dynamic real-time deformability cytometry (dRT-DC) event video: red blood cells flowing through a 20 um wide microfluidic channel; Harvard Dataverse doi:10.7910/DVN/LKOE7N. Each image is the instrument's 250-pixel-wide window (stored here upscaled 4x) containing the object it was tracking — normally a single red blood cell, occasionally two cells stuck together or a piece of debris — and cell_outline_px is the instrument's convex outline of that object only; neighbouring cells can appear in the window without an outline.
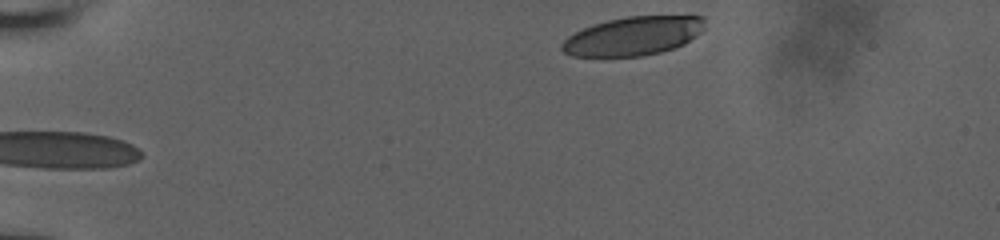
{"species": "human", "species_latin": "Homo sapiens", "temperature_condition": "room temperature", "stored_images_in_passage": 19, "camera_frame_rate_fps": 3000, "um_per_image_px": 0.085, "donor": {"sex": "male"}, "frame": {"image": 1, "passage_image": 1, "time_ms": 0.0, "image_size_px": [1000, 240], "cell_outline_px": [[704, 28], [700, 32], [684, 44], [676, 48], [660, 52], [640, 56], [572, 56], [564, 52], [560, 48], [560, 44], [568, 36], [584, 28], [608, 20], [628, 16], [704, 16]], "centroid_in_image_um": [53.82, 3.06], "position_along_channel_um": 31.2, "area_um2": 32.02}}
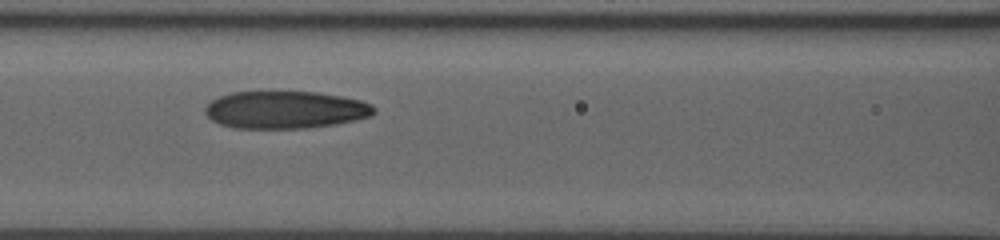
{"frame": {"image": 2, "passage_image": 14, "time_ms": 5.333, "image_size_px": [1000, 240], "cell_outline_px": [[376, 112], [372, 116], [356, 120], [336, 124], [308, 128], [232, 128], [220, 124], [212, 120], [204, 112], [204, 108], [212, 100], [220, 96], [232, 92], [316, 92], [340, 96], [360, 100], [372, 104], [376, 108]], "centroid_in_image_um": [24.27, 9.34], "position_along_channel_um": 142.3, "area_um2": 36.99}}
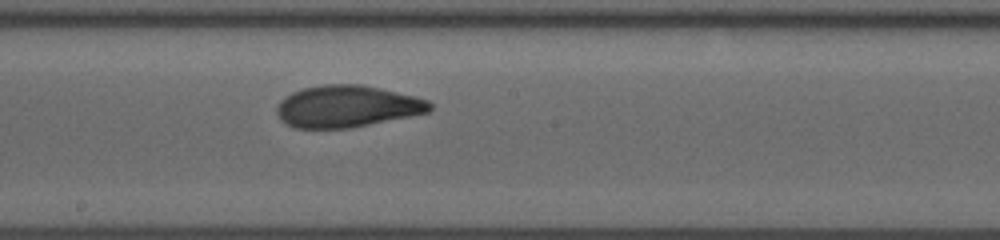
{"frame": {"image": 3, "passage_image": 19, "time_ms": 7.333, "image_size_px": [1000, 240], "cell_outline_px": [[432, 108], [428, 112], [352, 128], [296, 128], [280, 120], [276, 112], [276, 104], [284, 96], [292, 92], [304, 88], [324, 84], [360, 84], [416, 96], [428, 100], [432, 104]], "centroid_in_image_um": [29.47, 9.04], "position_along_channel_um": 218.7, "area_um2": 37.4}}